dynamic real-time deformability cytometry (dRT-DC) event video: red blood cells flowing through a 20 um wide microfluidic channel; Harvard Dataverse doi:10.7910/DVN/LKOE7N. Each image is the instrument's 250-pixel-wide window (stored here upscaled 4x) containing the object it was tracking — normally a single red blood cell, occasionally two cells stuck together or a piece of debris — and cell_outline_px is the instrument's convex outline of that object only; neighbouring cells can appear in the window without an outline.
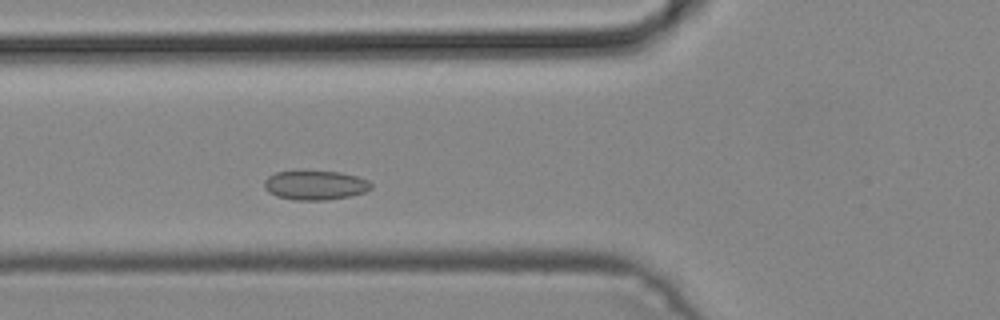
{"species": "common noctule bat (a hibernating species)", "species_latin": "Nyctalus noctula", "temperature_condition": "cold", "stored_images_in_passage": 41, "camera_frame_rate_fps": 3000, "um_per_image_px": 0.085, "animal": {"sex": "male", "body_mass_g": 19.2, "forearm_length_mm": 51.8}, "frame": {"image": 1, "passage_image": 10, "time_ms": 3.0, "image_size_px": [1000, 320], "cell_outline_px": [[372, 188], [364, 192], [348, 196], [324, 200], [292, 200], [276, 196], [268, 192], [264, 188], [264, 180], [268, 176], [276, 172], [340, 172], [356, 176], [368, 180], [372, 184]], "centroid_in_image_um": [26.77, 15.75], "position_along_channel_um": 99.0, "area_um2": 18.03}}
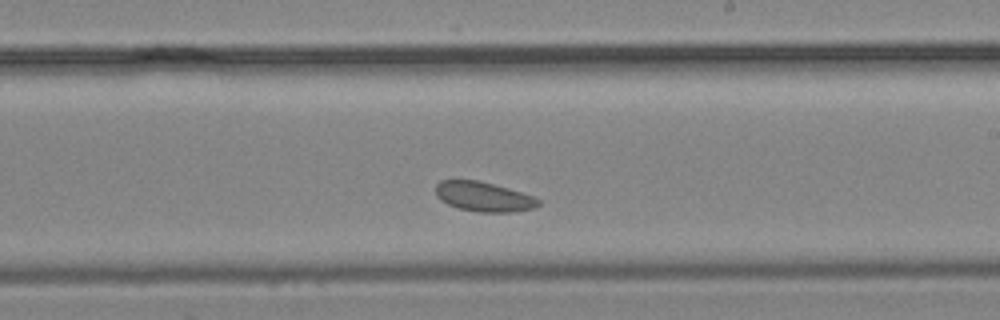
{"frame": {"image": 2, "passage_image": 21, "time_ms": 6.667, "image_size_px": [1000, 320], "cell_outline_px": [[540, 204], [536, 208], [512, 212], [480, 212], [460, 208], [448, 204], [440, 200], [436, 196], [436, 184], [440, 180], [480, 180], [508, 188], [532, 196], [540, 200]], "centroid_in_image_um": [41.11, 16.71], "position_along_channel_um": 247.9, "area_um2": 17.74}}
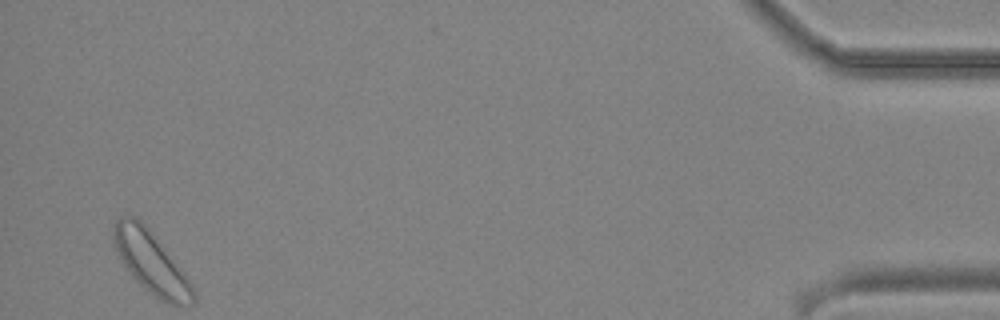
{"frame": {"image": 3, "passage_image": 40, "time_ms": 13.0, "image_size_px": [1000, 320], "cell_outline_px": [[196, 300], [192, 304], [168, 304], [160, 300], [144, 288], [132, 276], [124, 264], [112, 240], [112, 224], [120, 216], [132, 216], [140, 220], [148, 228], [180, 268], [192, 284], [196, 296]], "centroid_in_image_um": [12.82, 22.3], "position_along_channel_um": 422.4, "area_um2": 28.15}}